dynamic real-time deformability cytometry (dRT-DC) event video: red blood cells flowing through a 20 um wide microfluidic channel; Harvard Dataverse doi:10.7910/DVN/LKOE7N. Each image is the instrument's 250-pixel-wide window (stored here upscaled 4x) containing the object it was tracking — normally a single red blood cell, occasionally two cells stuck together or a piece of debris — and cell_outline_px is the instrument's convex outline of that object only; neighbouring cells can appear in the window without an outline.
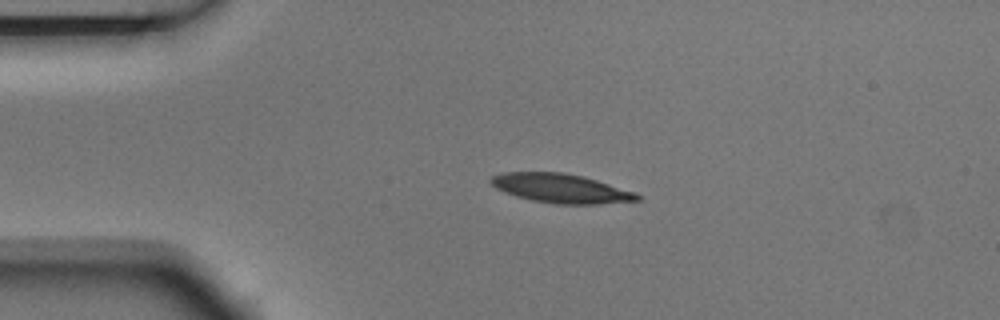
{"species": "Egyptian fruit bat (a non-hibernating species)", "species_latin": "Rousettus aegyptiacus", "temperature_condition": "room temperature", "stored_images_in_passage": 2, "camera_frame_rate_fps": 3000, "um_per_image_px": 0.085, "animal": {"sex": "male"}, "frame": {"image": 1, "passage_image": 1, "time_ms": 0.0, "image_size_px": [1000, 320], "cell_outline_px": [[644, 196], [640, 200], [596, 204], [556, 204], [532, 200], [516, 196], [504, 192], [496, 188], [488, 180], [492, 176], [504, 172], [564, 172], [584, 176], [636, 192]], "centroid_in_image_um": [47.7, 16.0], "position_along_channel_um": 37.3, "area_um2": 24.97}}